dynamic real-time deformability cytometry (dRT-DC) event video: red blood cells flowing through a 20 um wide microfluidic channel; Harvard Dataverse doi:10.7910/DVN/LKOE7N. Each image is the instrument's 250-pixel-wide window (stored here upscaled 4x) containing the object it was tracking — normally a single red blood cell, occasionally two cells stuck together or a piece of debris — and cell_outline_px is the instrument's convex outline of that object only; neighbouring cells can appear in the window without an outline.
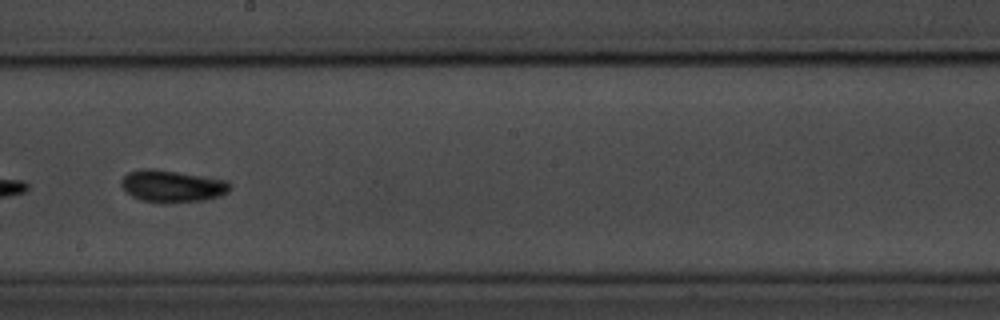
{"species": "common noctule bat (a hibernating species)", "species_latin": "Nyctalus noctula", "temperature_condition": "room temperature", "stored_images_in_passage": 20, "camera_frame_rate_fps": 3000, "um_per_image_px": 0.085, "animal": {"sex": "male", "body_mass_g": 20.1, "forearm_length_mm": 53.5}, "frame": {"image": 1, "passage_image": 17, "time_ms": 5.333, "image_size_px": [1000, 320], "cell_outline_px": [[232, 188], [228, 192], [220, 196], [204, 200], [168, 204], [140, 200], [132, 196], [120, 184], [124, 176], [128, 172], [140, 168], [152, 168], [180, 172], [224, 180], [232, 184]], "centroid_in_image_um": [14.64, 15.83], "position_along_channel_um": 233.6, "area_um2": 20.52}}